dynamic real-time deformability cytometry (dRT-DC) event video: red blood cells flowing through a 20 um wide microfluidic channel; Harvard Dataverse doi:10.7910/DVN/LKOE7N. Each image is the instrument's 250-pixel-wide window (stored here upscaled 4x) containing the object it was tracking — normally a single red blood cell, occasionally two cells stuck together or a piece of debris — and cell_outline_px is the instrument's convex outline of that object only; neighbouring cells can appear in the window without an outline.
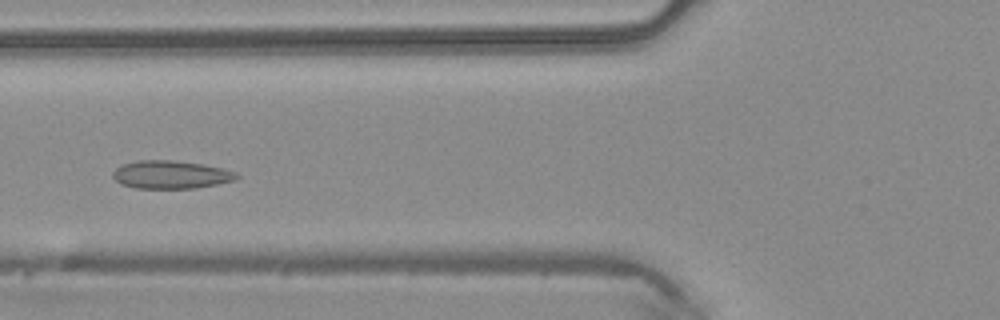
{"species": "common noctule bat (a hibernating species)", "species_latin": "Nyctalus noctula", "temperature_condition": "warm", "stored_images_in_passage": 38, "camera_frame_rate_fps": 3000, "um_per_image_px": 0.085, "animal": {"sex": "male", "body_mass_g": 20.4}, "frame": {"image": 1, "passage_image": 9, "time_ms": 2.667, "image_size_px": [1000, 320], "cell_outline_px": [[240, 176], [236, 180], [196, 188], [136, 188], [120, 184], [112, 176], [112, 172], [116, 168], [124, 164], [140, 160], [172, 160], [204, 164], [236, 172]], "centroid_in_image_um": [14.52, 14.84], "position_along_channel_um": 111.3, "area_um2": 20.17}}
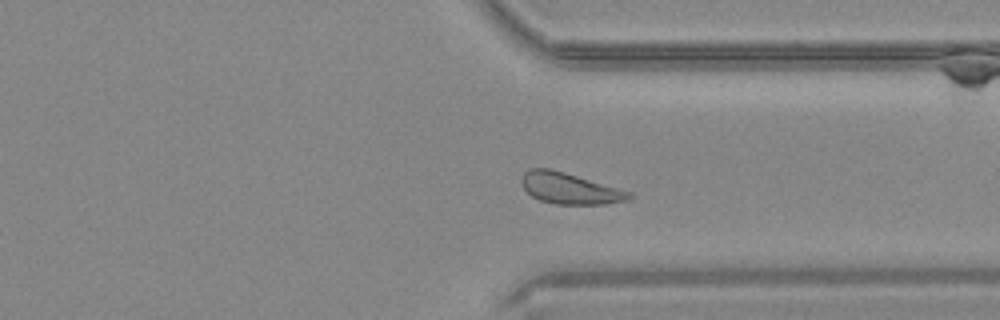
{"frame": {"image": 2, "passage_image": 27, "time_ms": 8.667, "image_size_px": [1000, 320], "cell_outline_px": [[632, 196], [624, 200], [604, 204], [556, 204], [540, 200], [532, 196], [524, 188], [520, 180], [524, 172], [532, 168], [548, 168], [564, 172], [632, 192]], "centroid_in_image_um": [48.39, 16.01], "position_along_channel_um": 363.0, "area_um2": 19.19}}
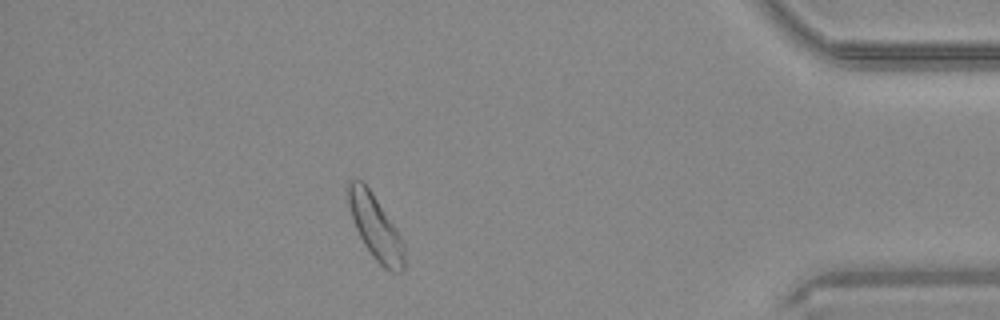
{"frame": {"image": 3, "passage_image": 33, "time_ms": 10.667, "image_size_px": [1000, 320], "cell_outline_px": [[404, 268], [400, 272], [392, 272], [384, 268], [372, 256], [364, 244], [356, 228], [344, 192], [344, 184], [348, 180], [360, 180], [372, 192], [396, 228], [404, 244]], "centroid_in_image_um": [31.87, 19.26], "position_along_channel_um": 403.3, "area_um2": 21.1}, "authors_computed_cell_mechanics": {"area_um2": 19.7387, "velocity_mm_per_s": 4.1859, "shape_relaxation_time_tau1_ms": 9.9538, "shape_relaxation_time_tau2_ms": 7.0887, "deformation_change_tau1": 0.1064, "deformation_change_tau2": 0.1001}}